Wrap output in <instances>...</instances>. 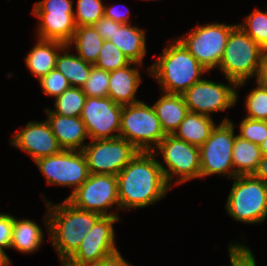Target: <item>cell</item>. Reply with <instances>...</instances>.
Instances as JSON below:
<instances>
[{"label":"cell","mask_w":267,"mask_h":266,"mask_svg":"<svg viewBox=\"0 0 267 266\" xmlns=\"http://www.w3.org/2000/svg\"><path fill=\"white\" fill-rule=\"evenodd\" d=\"M155 157L154 152L139 151L119 172L120 209L144 208L166 196L170 186Z\"/></svg>","instance_id":"1"},{"label":"cell","mask_w":267,"mask_h":266,"mask_svg":"<svg viewBox=\"0 0 267 266\" xmlns=\"http://www.w3.org/2000/svg\"><path fill=\"white\" fill-rule=\"evenodd\" d=\"M51 204H46L48 211L44 214V223L63 265L77 251L88 231L102 215L78 209L66 199L60 205Z\"/></svg>","instance_id":"2"},{"label":"cell","mask_w":267,"mask_h":266,"mask_svg":"<svg viewBox=\"0 0 267 266\" xmlns=\"http://www.w3.org/2000/svg\"><path fill=\"white\" fill-rule=\"evenodd\" d=\"M177 39V40H176ZM168 44L159 59L149 68L162 92L183 94L193 84L202 80L206 70L177 37Z\"/></svg>","instance_id":"3"},{"label":"cell","mask_w":267,"mask_h":266,"mask_svg":"<svg viewBox=\"0 0 267 266\" xmlns=\"http://www.w3.org/2000/svg\"><path fill=\"white\" fill-rule=\"evenodd\" d=\"M264 53L265 50L236 25L228 36L219 69L227 80H233L240 87L252 76H258Z\"/></svg>","instance_id":"4"},{"label":"cell","mask_w":267,"mask_h":266,"mask_svg":"<svg viewBox=\"0 0 267 266\" xmlns=\"http://www.w3.org/2000/svg\"><path fill=\"white\" fill-rule=\"evenodd\" d=\"M227 198L229 216L248 224L262 223L267 216V184L254 175H239Z\"/></svg>","instance_id":"5"},{"label":"cell","mask_w":267,"mask_h":266,"mask_svg":"<svg viewBox=\"0 0 267 266\" xmlns=\"http://www.w3.org/2000/svg\"><path fill=\"white\" fill-rule=\"evenodd\" d=\"M119 136L138 151L153 152L166 135L153 106L139 101L123 105Z\"/></svg>","instance_id":"6"},{"label":"cell","mask_w":267,"mask_h":266,"mask_svg":"<svg viewBox=\"0 0 267 266\" xmlns=\"http://www.w3.org/2000/svg\"><path fill=\"white\" fill-rule=\"evenodd\" d=\"M234 124L225 117L216 125L209 138L199 147L200 178L213 174H221L233 179L235 171L232 159L233 144L235 141Z\"/></svg>","instance_id":"7"},{"label":"cell","mask_w":267,"mask_h":266,"mask_svg":"<svg viewBox=\"0 0 267 266\" xmlns=\"http://www.w3.org/2000/svg\"><path fill=\"white\" fill-rule=\"evenodd\" d=\"M156 148L159 151L156 153V150H154V154L159 155L161 152L167 165V167H164L160 163L164 177L170 187L174 183L172 179L175 175L179 177L175 185L200 178L199 147L178 139L174 135H166Z\"/></svg>","instance_id":"8"},{"label":"cell","mask_w":267,"mask_h":266,"mask_svg":"<svg viewBox=\"0 0 267 266\" xmlns=\"http://www.w3.org/2000/svg\"><path fill=\"white\" fill-rule=\"evenodd\" d=\"M90 174L118 175L139 152L122 137L94 139L82 149Z\"/></svg>","instance_id":"9"},{"label":"cell","mask_w":267,"mask_h":266,"mask_svg":"<svg viewBox=\"0 0 267 266\" xmlns=\"http://www.w3.org/2000/svg\"><path fill=\"white\" fill-rule=\"evenodd\" d=\"M117 175L90 174L88 179L66 200L74 207L99 213L102 216H118L107 213L114 204L120 209Z\"/></svg>","instance_id":"10"},{"label":"cell","mask_w":267,"mask_h":266,"mask_svg":"<svg viewBox=\"0 0 267 266\" xmlns=\"http://www.w3.org/2000/svg\"><path fill=\"white\" fill-rule=\"evenodd\" d=\"M235 25L211 23L198 26L179 40L206 69L219 67L228 36Z\"/></svg>","instance_id":"11"},{"label":"cell","mask_w":267,"mask_h":266,"mask_svg":"<svg viewBox=\"0 0 267 266\" xmlns=\"http://www.w3.org/2000/svg\"><path fill=\"white\" fill-rule=\"evenodd\" d=\"M48 184L74 187L75 192L89 177L82 150H62L58 154L35 161Z\"/></svg>","instance_id":"12"},{"label":"cell","mask_w":267,"mask_h":266,"mask_svg":"<svg viewBox=\"0 0 267 266\" xmlns=\"http://www.w3.org/2000/svg\"><path fill=\"white\" fill-rule=\"evenodd\" d=\"M229 85L202 79L187 89L182 97L189 112L211 116L210 113L225 111L237 102V83L228 79Z\"/></svg>","instance_id":"13"},{"label":"cell","mask_w":267,"mask_h":266,"mask_svg":"<svg viewBox=\"0 0 267 266\" xmlns=\"http://www.w3.org/2000/svg\"><path fill=\"white\" fill-rule=\"evenodd\" d=\"M119 216H102L88 231L77 251L62 266H85L116 252L113 224Z\"/></svg>","instance_id":"14"},{"label":"cell","mask_w":267,"mask_h":266,"mask_svg":"<svg viewBox=\"0 0 267 266\" xmlns=\"http://www.w3.org/2000/svg\"><path fill=\"white\" fill-rule=\"evenodd\" d=\"M122 110L123 105L110 97H87L80 117L88 137L91 140L119 137ZM115 131L118 133L112 134Z\"/></svg>","instance_id":"15"},{"label":"cell","mask_w":267,"mask_h":266,"mask_svg":"<svg viewBox=\"0 0 267 266\" xmlns=\"http://www.w3.org/2000/svg\"><path fill=\"white\" fill-rule=\"evenodd\" d=\"M10 143L29 154L34 162L63 150L46 120L28 122L26 127L19 130L18 134L11 139Z\"/></svg>","instance_id":"16"},{"label":"cell","mask_w":267,"mask_h":266,"mask_svg":"<svg viewBox=\"0 0 267 266\" xmlns=\"http://www.w3.org/2000/svg\"><path fill=\"white\" fill-rule=\"evenodd\" d=\"M48 123L63 150H82L84 140L88 137L81 117H66L45 109Z\"/></svg>","instance_id":"17"},{"label":"cell","mask_w":267,"mask_h":266,"mask_svg":"<svg viewBox=\"0 0 267 266\" xmlns=\"http://www.w3.org/2000/svg\"><path fill=\"white\" fill-rule=\"evenodd\" d=\"M131 64L137 63L131 62L123 68L110 71L108 97L120 105H129L141 101L137 100L135 95L142 78L139 68H132Z\"/></svg>","instance_id":"18"},{"label":"cell","mask_w":267,"mask_h":266,"mask_svg":"<svg viewBox=\"0 0 267 266\" xmlns=\"http://www.w3.org/2000/svg\"><path fill=\"white\" fill-rule=\"evenodd\" d=\"M40 22L37 35L42 40H56L66 45L77 28L73 13L32 12Z\"/></svg>","instance_id":"19"},{"label":"cell","mask_w":267,"mask_h":266,"mask_svg":"<svg viewBox=\"0 0 267 266\" xmlns=\"http://www.w3.org/2000/svg\"><path fill=\"white\" fill-rule=\"evenodd\" d=\"M145 32L131 24H121L115 22V31L111 41L120 51L131 61L140 67L146 55Z\"/></svg>","instance_id":"20"},{"label":"cell","mask_w":267,"mask_h":266,"mask_svg":"<svg viewBox=\"0 0 267 266\" xmlns=\"http://www.w3.org/2000/svg\"><path fill=\"white\" fill-rule=\"evenodd\" d=\"M163 93V96L152 106L165 135H173L189 109L181 94Z\"/></svg>","instance_id":"21"},{"label":"cell","mask_w":267,"mask_h":266,"mask_svg":"<svg viewBox=\"0 0 267 266\" xmlns=\"http://www.w3.org/2000/svg\"><path fill=\"white\" fill-rule=\"evenodd\" d=\"M66 46L65 43L60 41L42 40L38 38L37 44L25 58L27 67L40 80L55 68L57 55Z\"/></svg>","instance_id":"22"},{"label":"cell","mask_w":267,"mask_h":266,"mask_svg":"<svg viewBox=\"0 0 267 266\" xmlns=\"http://www.w3.org/2000/svg\"><path fill=\"white\" fill-rule=\"evenodd\" d=\"M215 126L212 116L188 112L173 135L191 145L201 147Z\"/></svg>","instance_id":"23"},{"label":"cell","mask_w":267,"mask_h":266,"mask_svg":"<svg viewBox=\"0 0 267 266\" xmlns=\"http://www.w3.org/2000/svg\"><path fill=\"white\" fill-rule=\"evenodd\" d=\"M43 235L41 227L36 222L29 219L18 220L15 217L10 248L31 254L43 244Z\"/></svg>","instance_id":"24"},{"label":"cell","mask_w":267,"mask_h":266,"mask_svg":"<svg viewBox=\"0 0 267 266\" xmlns=\"http://www.w3.org/2000/svg\"><path fill=\"white\" fill-rule=\"evenodd\" d=\"M235 177L253 175L262 159L260 146L236 135L232 150Z\"/></svg>","instance_id":"25"},{"label":"cell","mask_w":267,"mask_h":266,"mask_svg":"<svg viewBox=\"0 0 267 266\" xmlns=\"http://www.w3.org/2000/svg\"><path fill=\"white\" fill-rule=\"evenodd\" d=\"M69 49L63 48L62 53L57 55L55 68L68 80L71 87L82 88L89 78L93 64L85 62L77 54L64 52Z\"/></svg>","instance_id":"26"},{"label":"cell","mask_w":267,"mask_h":266,"mask_svg":"<svg viewBox=\"0 0 267 266\" xmlns=\"http://www.w3.org/2000/svg\"><path fill=\"white\" fill-rule=\"evenodd\" d=\"M104 39L93 25L77 27L72 40L67 44L70 48L75 45L77 55L85 62L95 64L102 48Z\"/></svg>","instance_id":"27"},{"label":"cell","mask_w":267,"mask_h":266,"mask_svg":"<svg viewBox=\"0 0 267 266\" xmlns=\"http://www.w3.org/2000/svg\"><path fill=\"white\" fill-rule=\"evenodd\" d=\"M87 96L82 88L70 87L60 96L55 98V114L66 117H80L85 105Z\"/></svg>","instance_id":"28"},{"label":"cell","mask_w":267,"mask_h":266,"mask_svg":"<svg viewBox=\"0 0 267 266\" xmlns=\"http://www.w3.org/2000/svg\"><path fill=\"white\" fill-rule=\"evenodd\" d=\"M237 25L260 47L267 51V12L255 9L249 16L245 17L243 24Z\"/></svg>","instance_id":"29"},{"label":"cell","mask_w":267,"mask_h":266,"mask_svg":"<svg viewBox=\"0 0 267 266\" xmlns=\"http://www.w3.org/2000/svg\"><path fill=\"white\" fill-rule=\"evenodd\" d=\"M130 63L131 61L111 41L104 40L94 66L110 72Z\"/></svg>","instance_id":"30"},{"label":"cell","mask_w":267,"mask_h":266,"mask_svg":"<svg viewBox=\"0 0 267 266\" xmlns=\"http://www.w3.org/2000/svg\"><path fill=\"white\" fill-rule=\"evenodd\" d=\"M102 0H78L74 19L77 27L94 25L104 16Z\"/></svg>","instance_id":"31"},{"label":"cell","mask_w":267,"mask_h":266,"mask_svg":"<svg viewBox=\"0 0 267 266\" xmlns=\"http://www.w3.org/2000/svg\"><path fill=\"white\" fill-rule=\"evenodd\" d=\"M256 84L257 87L246 97L247 118L267 121V88L258 82Z\"/></svg>","instance_id":"32"},{"label":"cell","mask_w":267,"mask_h":266,"mask_svg":"<svg viewBox=\"0 0 267 266\" xmlns=\"http://www.w3.org/2000/svg\"><path fill=\"white\" fill-rule=\"evenodd\" d=\"M110 72L92 66L90 75L84 86L83 93L87 97H108Z\"/></svg>","instance_id":"33"},{"label":"cell","mask_w":267,"mask_h":266,"mask_svg":"<svg viewBox=\"0 0 267 266\" xmlns=\"http://www.w3.org/2000/svg\"><path fill=\"white\" fill-rule=\"evenodd\" d=\"M239 128L238 136L256 145H260L267 138V121L245 117Z\"/></svg>","instance_id":"34"},{"label":"cell","mask_w":267,"mask_h":266,"mask_svg":"<svg viewBox=\"0 0 267 266\" xmlns=\"http://www.w3.org/2000/svg\"><path fill=\"white\" fill-rule=\"evenodd\" d=\"M39 83L44 94L55 98L71 87L67 78L56 68L43 76Z\"/></svg>","instance_id":"35"},{"label":"cell","mask_w":267,"mask_h":266,"mask_svg":"<svg viewBox=\"0 0 267 266\" xmlns=\"http://www.w3.org/2000/svg\"><path fill=\"white\" fill-rule=\"evenodd\" d=\"M229 257L231 266H256V259L252 250L244 244L229 245Z\"/></svg>","instance_id":"36"},{"label":"cell","mask_w":267,"mask_h":266,"mask_svg":"<svg viewBox=\"0 0 267 266\" xmlns=\"http://www.w3.org/2000/svg\"><path fill=\"white\" fill-rule=\"evenodd\" d=\"M32 12L74 13L72 0H43L35 3Z\"/></svg>","instance_id":"37"},{"label":"cell","mask_w":267,"mask_h":266,"mask_svg":"<svg viewBox=\"0 0 267 266\" xmlns=\"http://www.w3.org/2000/svg\"><path fill=\"white\" fill-rule=\"evenodd\" d=\"M13 225L14 216L0 213V248L3 250L11 246Z\"/></svg>","instance_id":"38"},{"label":"cell","mask_w":267,"mask_h":266,"mask_svg":"<svg viewBox=\"0 0 267 266\" xmlns=\"http://www.w3.org/2000/svg\"><path fill=\"white\" fill-rule=\"evenodd\" d=\"M93 27L104 40L109 41L115 31V21L103 16L93 25Z\"/></svg>","instance_id":"39"},{"label":"cell","mask_w":267,"mask_h":266,"mask_svg":"<svg viewBox=\"0 0 267 266\" xmlns=\"http://www.w3.org/2000/svg\"><path fill=\"white\" fill-rule=\"evenodd\" d=\"M85 266H132L121 256L119 250L100 259L97 262Z\"/></svg>","instance_id":"40"},{"label":"cell","mask_w":267,"mask_h":266,"mask_svg":"<svg viewBox=\"0 0 267 266\" xmlns=\"http://www.w3.org/2000/svg\"><path fill=\"white\" fill-rule=\"evenodd\" d=\"M104 16L112 19L115 22L121 23V24H130V22H129L130 14L129 13H128V15H127V13L124 14V12H121V10L119 11L118 9H116L115 6H113V7L112 6H110V7L104 6Z\"/></svg>","instance_id":"41"},{"label":"cell","mask_w":267,"mask_h":266,"mask_svg":"<svg viewBox=\"0 0 267 266\" xmlns=\"http://www.w3.org/2000/svg\"><path fill=\"white\" fill-rule=\"evenodd\" d=\"M255 79L262 87L267 88V51L262 57L258 76Z\"/></svg>","instance_id":"42"},{"label":"cell","mask_w":267,"mask_h":266,"mask_svg":"<svg viewBox=\"0 0 267 266\" xmlns=\"http://www.w3.org/2000/svg\"><path fill=\"white\" fill-rule=\"evenodd\" d=\"M253 175L267 184V155L262 156L257 171Z\"/></svg>","instance_id":"43"},{"label":"cell","mask_w":267,"mask_h":266,"mask_svg":"<svg viewBox=\"0 0 267 266\" xmlns=\"http://www.w3.org/2000/svg\"><path fill=\"white\" fill-rule=\"evenodd\" d=\"M11 264L9 257L6 255L4 250L0 248V266H8Z\"/></svg>","instance_id":"44"},{"label":"cell","mask_w":267,"mask_h":266,"mask_svg":"<svg viewBox=\"0 0 267 266\" xmlns=\"http://www.w3.org/2000/svg\"><path fill=\"white\" fill-rule=\"evenodd\" d=\"M259 146L262 156L267 155V138Z\"/></svg>","instance_id":"45"}]
</instances>
